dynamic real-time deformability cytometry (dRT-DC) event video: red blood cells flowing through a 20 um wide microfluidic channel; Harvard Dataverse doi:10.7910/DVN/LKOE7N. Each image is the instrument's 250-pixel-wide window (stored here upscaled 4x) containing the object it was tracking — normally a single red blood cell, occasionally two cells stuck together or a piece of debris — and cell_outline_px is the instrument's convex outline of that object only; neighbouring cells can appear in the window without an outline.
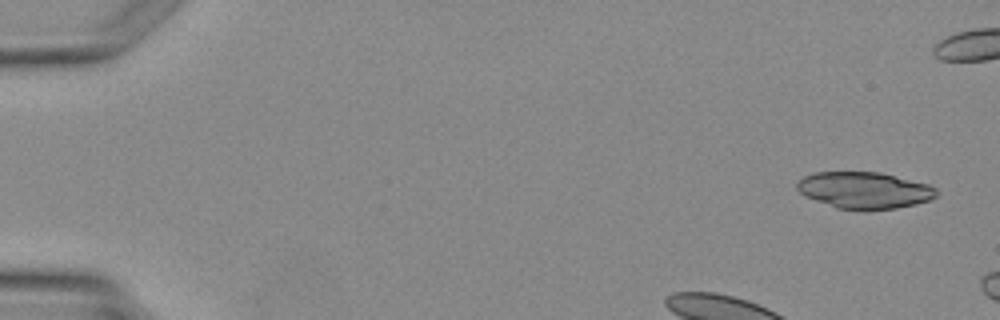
{"species": "Egyptian fruit bat (a non-hibernating species)", "species_latin": "Rousettus aegyptiacus", "temperature_condition": "warm", "stored_images_in_passage": 3, "camera_frame_rate_fps": 3000, "um_per_image_px": 0.085, "animal": {"sex": "female"}, "frame": {"image": 1, "passage_image": 1, "time_ms": 0.0, "image_size_px": [1000, 320], "cell_outline_px": [[940, 192], [936, 196], [928, 200], [916, 204], [896, 208], [864, 212], [836, 208], [804, 196], [796, 188], [796, 184], [804, 176], [812, 172], [880, 172], [928, 184], [936, 188]], "centroid_in_image_um": [73.46, 16.19], "position_along_channel_um": 11.5, "area_um2": 30.23}}